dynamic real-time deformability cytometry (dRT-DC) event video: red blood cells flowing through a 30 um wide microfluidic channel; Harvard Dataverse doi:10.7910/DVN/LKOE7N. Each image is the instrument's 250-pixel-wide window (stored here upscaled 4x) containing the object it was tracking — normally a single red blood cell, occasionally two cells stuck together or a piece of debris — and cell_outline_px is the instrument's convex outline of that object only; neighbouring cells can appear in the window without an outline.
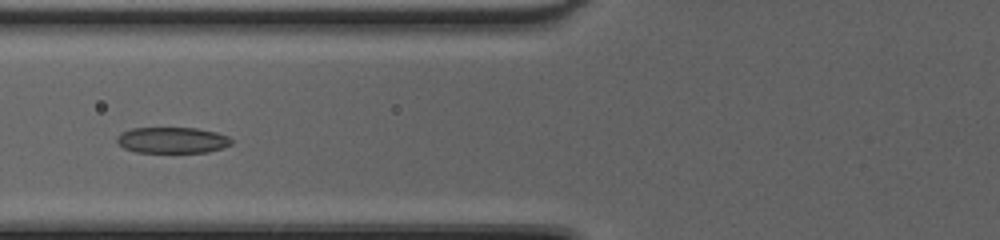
{"species": "common noctule bat (a hibernating species)", "species_latin": "Nyctalus noctula", "temperature_condition": "cold", "stored_images_in_passage": 42, "camera_frame_rate_fps": 3000, "um_per_image_px": 0.085, "animal": {"sex": "female", "body_mass_g": 20.0, "forearm_length_mm": 54.0}, "frame": {"image": 1, "passage_image": 14, "time_ms": 4.333, "image_size_px": [1000, 240], "cell_outline_px": [[232, 144], [208, 152], [136, 152], [124, 148], [116, 140], [116, 136], [120, 132], [132, 128], [196, 128], [216, 132], [228, 136], [232, 140]], "centroid_in_image_um": [14.62, 11.91], "position_along_channel_um": 111.2, "area_um2": 17.34}}
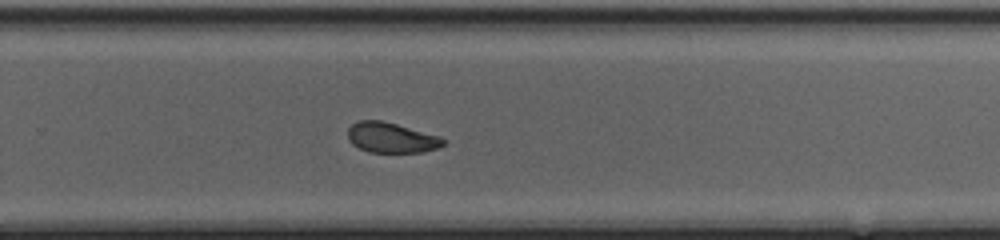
{"frame": {"image": 2, "passage_image": 27, "time_ms": 8.667, "image_size_px": [1000, 240], "cell_outline_px": [[444, 144], [440, 148], [420, 152], [368, 152], [352, 144], [348, 140], [348, 128], [352, 124], [360, 120], [380, 120], [396, 124], [440, 136], [444, 140]], "centroid_in_image_um": [33.25, 11.7], "position_along_channel_um": 296.6, "area_um2": 16.76}}
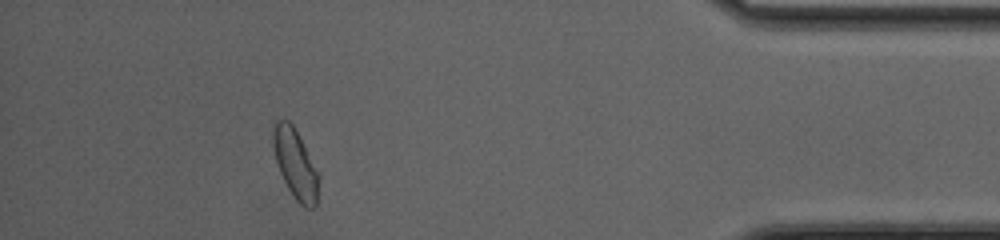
{"frame": {"image": 3, "passage_image": 38, "time_ms": 12.333, "image_size_px": [1000, 240], "cell_outline_px": [[320, 176], [316, 204], [312, 208], [304, 208], [296, 200], [288, 188], [276, 164], [272, 144], [272, 124], [276, 120], [288, 120], [292, 124], [320, 172]], "centroid_in_image_um": [25.11, 13.92], "position_along_channel_um": 410.1, "area_um2": 18.79}, "authors_computed_cell_mechanics": {"area_um2": 17.918, "velocity_mm_per_s": 4.2751, "shape_relaxation_time_tau1_ms": 11.3264, "shape_relaxation_time_tau2_ms": 1.626, "deformation_change_tau1": 0.2613, "deformation_change_tau2": 0.0708}}